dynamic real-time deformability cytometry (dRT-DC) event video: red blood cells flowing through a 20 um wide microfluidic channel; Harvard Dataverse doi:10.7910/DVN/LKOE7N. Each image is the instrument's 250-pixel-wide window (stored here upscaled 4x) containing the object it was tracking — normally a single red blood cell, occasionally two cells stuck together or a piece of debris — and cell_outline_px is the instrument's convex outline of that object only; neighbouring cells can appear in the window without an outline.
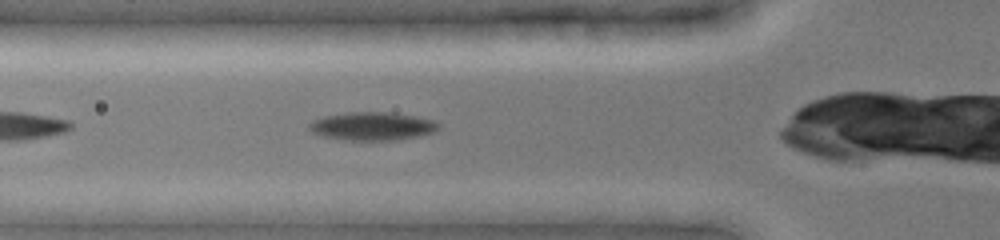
{"species": "common noctule bat (a hibernating species)", "species_latin": "Nyctalus noctula", "temperature_condition": "cold", "stored_images_in_passage": 6, "camera_frame_rate_fps": 3000, "um_per_image_px": 0.085, "animal": {"sex": "female", "body_mass_g": 19.0, "forearm_length_mm": 51.5}, "frame": {"image": 1, "passage_image": 5, "time_ms": 3.0, "image_size_px": [1000, 240], "cell_outline_px": [[440, 128], [432, 132], [416, 136], [396, 140], [348, 140], [324, 136], [312, 132], [308, 128], [308, 124], [312, 120], [324, 116], [348, 112], [392, 112], [416, 116], [432, 120], [440, 124]], "centroid_in_image_um": [31.63, 10.71], "position_along_channel_um": 94.2, "area_um2": 21.21}}